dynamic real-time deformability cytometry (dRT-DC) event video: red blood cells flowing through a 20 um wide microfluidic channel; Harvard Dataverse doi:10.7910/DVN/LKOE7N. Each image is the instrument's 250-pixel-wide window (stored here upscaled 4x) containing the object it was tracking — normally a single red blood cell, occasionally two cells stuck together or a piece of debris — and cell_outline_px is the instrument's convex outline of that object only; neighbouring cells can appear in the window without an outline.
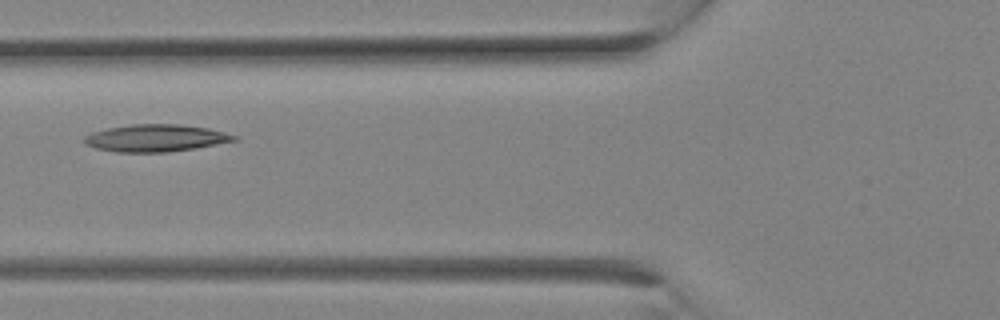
{"species": "Egyptian fruit bat (a non-hibernating species)", "species_latin": "Rousettus aegyptiacus", "temperature_condition": "room temperature", "stored_images_in_passage": 11, "camera_frame_rate_fps": 3000, "um_per_image_px": 0.085, "animal": {"sex": "female"}, "frame": {"image": 1, "passage_image": 10, "time_ms": 3.0, "image_size_px": [1000, 320], "cell_outline_px": [[236, 140], [196, 148], [168, 152], [116, 152], [96, 148], [84, 144], [84, 136], [92, 132], [108, 128], [132, 124], [180, 124], [208, 128], [224, 132], [236, 136]], "centroid_in_image_um": [13.2, 11.73], "position_along_channel_um": 112.6, "area_um2": 23.64}}